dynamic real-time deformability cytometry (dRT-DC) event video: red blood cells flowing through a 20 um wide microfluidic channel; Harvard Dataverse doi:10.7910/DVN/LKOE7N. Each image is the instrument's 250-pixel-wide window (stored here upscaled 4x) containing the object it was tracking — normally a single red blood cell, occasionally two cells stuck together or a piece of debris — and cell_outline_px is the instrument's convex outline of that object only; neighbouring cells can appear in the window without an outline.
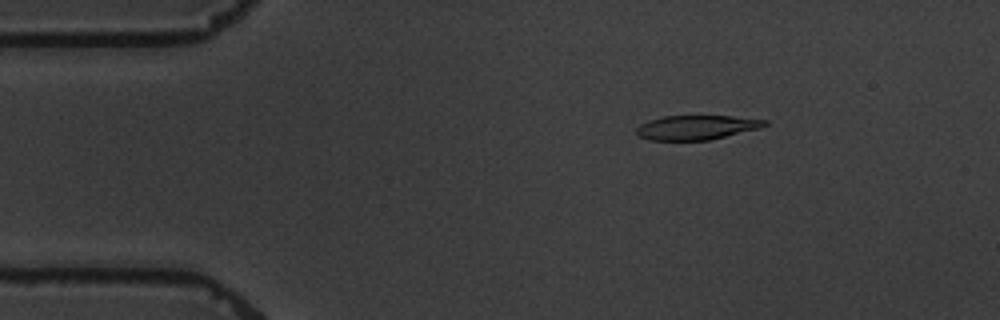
{"species": "common noctule bat (a hibernating species)", "species_latin": "Nyctalus noctula", "temperature_condition": "warm", "stored_images_in_passage": 6, "camera_frame_rate_fps": 3000, "um_per_image_px": 0.085, "animal": {"sex": "male", "body_mass_g": 19.5, "forearm_length_mm": 54.6}, "frame": {"image": 1, "passage_image": 3, "time_ms": 2.333, "image_size_px": [1000, 320], "cell_outline_px": [[768, 124], [760, 128], [708, 140], [648, 140], [640, 136], [636, 132], [636, 128], [640, 124], [648, 120], [664, 116], [732, 116], [768, 120]], "centroid_in_image_um": [59.19, 10.83], "position_along_channel_um": 25.8, "area_um2": 18.15}}